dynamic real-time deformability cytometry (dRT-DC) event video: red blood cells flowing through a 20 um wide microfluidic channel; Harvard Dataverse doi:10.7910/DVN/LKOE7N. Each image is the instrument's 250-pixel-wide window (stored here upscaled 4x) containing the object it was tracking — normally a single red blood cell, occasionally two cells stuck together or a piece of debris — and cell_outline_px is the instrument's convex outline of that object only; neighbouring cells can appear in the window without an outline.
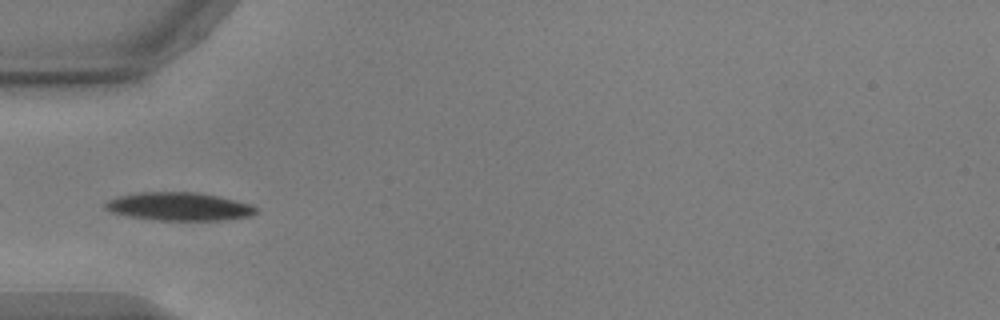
{"species": "common noctule bat (a hibernating species)", "species_latin": "Nyctalus noctula", "temperature_condition": "warm", "stored_images_in_passage": 37, "camera_frame_rate_fps": 3000, "um_per_image_px": 0.085, "animal": {"sex": "male", "body_mass_g": 17.9, "forearm_length_mm": 54.2}, "frame": {"image": 1, "passage_image": 1, "time_ms": 0.0, "image_size_px": [1000, 320], "cell_outline_px": [[256, 212], [252, 216], [224, 220], [156, 220], [132, 216], [112, 212], [104, 208], [104, 204], [108, 200], [120, 196], [140, 192], [196, 192], [220, 196], [252, 204], [256, 208]], "centroid_in_image_um": [15.27, 17.55], "position_along_channel_um": 69.7, "area_um2": 24.68}}
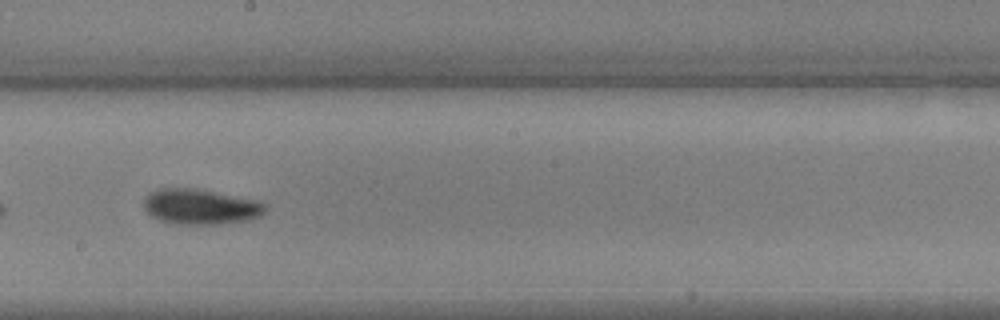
{"frame": {"image": 2, "passage_image": 14, "time_ms": 4.333, "image_size_px": [1000, 320], "cell_outline_px": [[264, 212], [260, 216], [248, 220], [220, 224], [172, 224], [160, 220], [152, 216], [144, 208], [144, 200], [148, 192], [160, 188], [196, 188], [260, 200], [264, 204]], "centroid_in_image_um": [17.03, 17.56], "position_along_channel_um": 231.2, "area_um2": 25.2}}
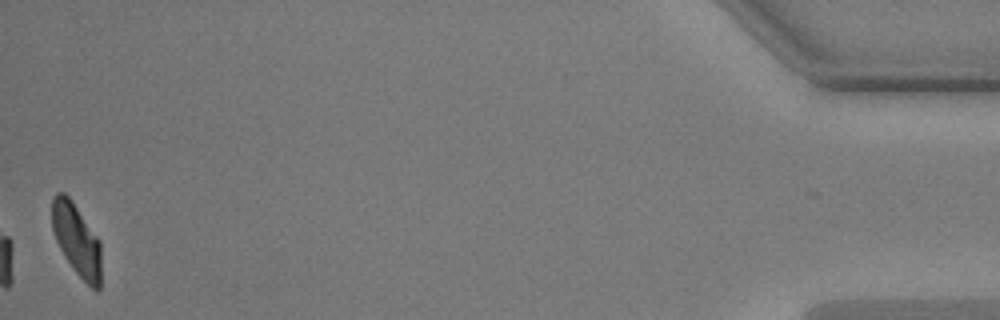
{"frame": {"image": 3, "passage_image": 37, "time_ms": 12.0, "image_size_px": [1000, 320], "cell_outline_px": [[100, 288], [96, 292], [72, 268], [64, 256], [56, 240], [52, 228], [52, 196], [56, 192], [64, 192], [72, 200], [100, 240]], "centroid_in_image_um": [6.5, 20.36], "position_along_channel_um": 428.7, "area_um2": 20.63}, "authors_computed_cell_mechanics": {"area_um2": 23.5246, "velocity_mm_per_s": 3.7177, "shape_relaxation_time_tau1_ms": 2.7261, "shape_relaxation_time_tau2_ms": 2.5384, "deformation_change_tau1": 0.1428, "deformation_change_tau2": 0.0719}}